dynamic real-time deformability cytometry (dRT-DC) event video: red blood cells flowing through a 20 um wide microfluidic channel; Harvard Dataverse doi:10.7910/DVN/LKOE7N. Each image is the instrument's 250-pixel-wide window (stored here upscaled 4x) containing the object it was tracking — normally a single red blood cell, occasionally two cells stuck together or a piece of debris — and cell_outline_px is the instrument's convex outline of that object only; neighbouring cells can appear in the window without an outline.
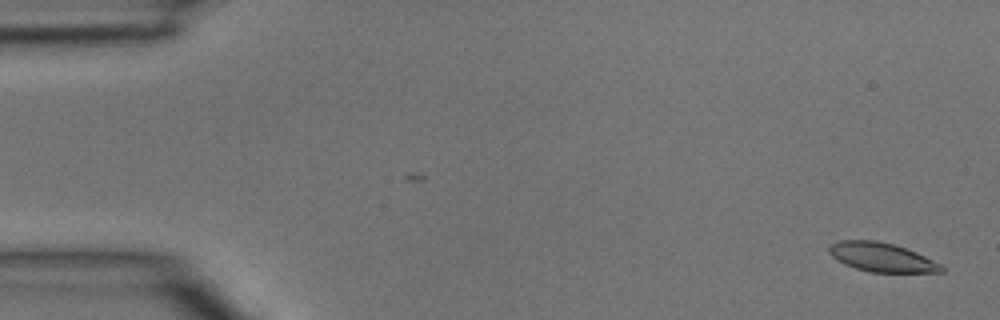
{"species": "common noctule bat (a hibernating species)", "species_latin": "Nyctalus noctula", "temperature_condition": "room temperature", "stored_images_in_passage": 45, "camera_frame_rate_fps": 3000, "um_per_image_px": 0.085, "animal": {"sex": "male", "body_mass_g": 15.6}, "frame": {"image": 1, "passage_image": 2, "time_ms": 0.333, "image_size_px": [1000, 320], "cell_outline_px": [[944, 272], [872, 272], [856, 268], [844, 264], [836, 260], [828, 252], [828, 248], [832, 244], [840, 240], [876, 240], [892, 244], [916, 252], [940, 264], [944, 268]], "centroid_in_image_um": [74.91, 21.86], "position_along_channel_um": 10.1, "area_um2": 18.79}}
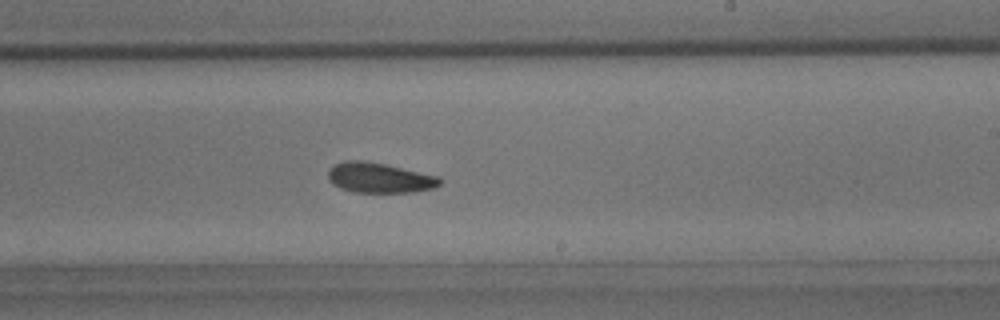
{"frame": {"image": 2, "passage_image": 27, "time_ms": 8.667, "image_size_px": [1000, 320], "cell_outline_px": [[444, 180], [440, 184], [432, 188], [412, 192], [356, 192], [340, 188], [332, 184], [328, 180], [328, 172], [336, 164], [344, 160], [360, 160], [384, 164], [440, 176]], "centroid_in_image_um": [32.27, 15.11], "position_along_channel_um": 256.7, "area_um2": 19.54}}
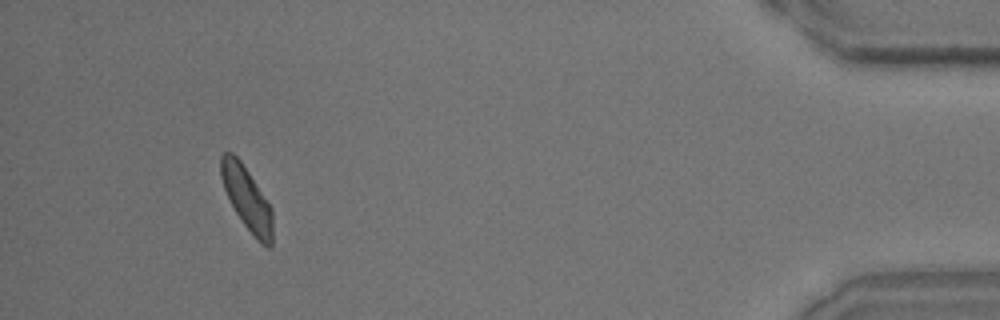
{"frame": {"image": 3, "passage_image": 42, "time_ms": 13.667, "image_size_px": [1000, 320], "cell_outline_px": [[272, 248], [268, 248], [260, 244], [256, 240], [244, 224], [236, 212], [224, 188], [220, 176], [220, 156], [224, 152], [232, 152], [240, 160], [272, 208]], "centroid_in_image_um": [20.99, 16.9], "position_along_channel_um": 414.2, "area_um2": 18.9}}